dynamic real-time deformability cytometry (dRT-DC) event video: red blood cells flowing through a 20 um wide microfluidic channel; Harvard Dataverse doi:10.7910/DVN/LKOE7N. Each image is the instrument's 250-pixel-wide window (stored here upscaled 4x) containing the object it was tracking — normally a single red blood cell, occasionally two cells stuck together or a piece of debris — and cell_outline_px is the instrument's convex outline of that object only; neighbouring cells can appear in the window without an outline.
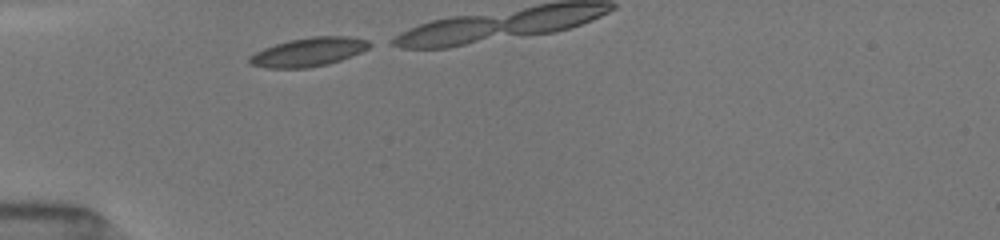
{"species": "common noctule bat (a hibernating species)", "species_latin": "Nyctalus noctula", "temperature_condition": "room temperature", "stored_images_in_passage": 6, "camera_frame_rate_fps": 3000, "um_per_image_px": 0.085, "animal": {"sex": "female", "body_mass_g": 19.5, "forearm_length_mm": 54.1}, "frame": {"image": 1, "passage_image": 1, "time_ms": 0.0, "image_size_px": [1000, 240], "cell_outline_px": [[376, 44], [352, 56], [328, 64], [308, 68], [268, 68], [252, 64], [248, 60], [248, 56], [264, 48], [276, 44], [292, 40], [312, 36], [348, 36], [368, 40]], "centroid_in_image_um": [26.28, 4.42], "position_along_channel_um": 58.7, "area_um2": 20.06}}
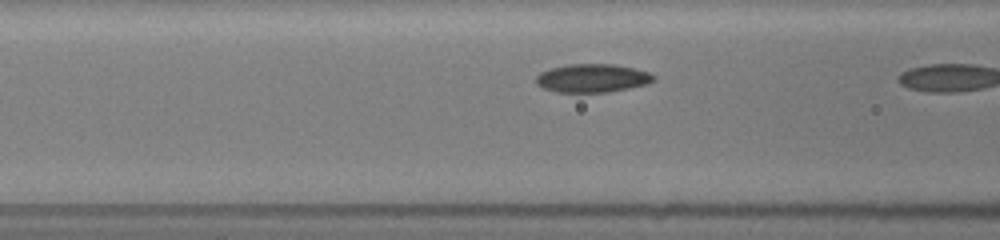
{"frame": {"image": 2, "passage_image": 5, "time_ms": 1.333, "image_size_px": [1000, 240], "cell_outline_px": [[656, 80], [644, 84], [628, 88], [608, 92], [556, 92], [544, 88], [536, 84], [536, 76], [540, 72], [552, 68], [568, 64], [612, 64], [632, 68], [648, 72], [656, 76]], "centroid_in_image_um": [50.33, 6.64], "position_along_channel_um": 116.3, "area_um2": 19.31}}